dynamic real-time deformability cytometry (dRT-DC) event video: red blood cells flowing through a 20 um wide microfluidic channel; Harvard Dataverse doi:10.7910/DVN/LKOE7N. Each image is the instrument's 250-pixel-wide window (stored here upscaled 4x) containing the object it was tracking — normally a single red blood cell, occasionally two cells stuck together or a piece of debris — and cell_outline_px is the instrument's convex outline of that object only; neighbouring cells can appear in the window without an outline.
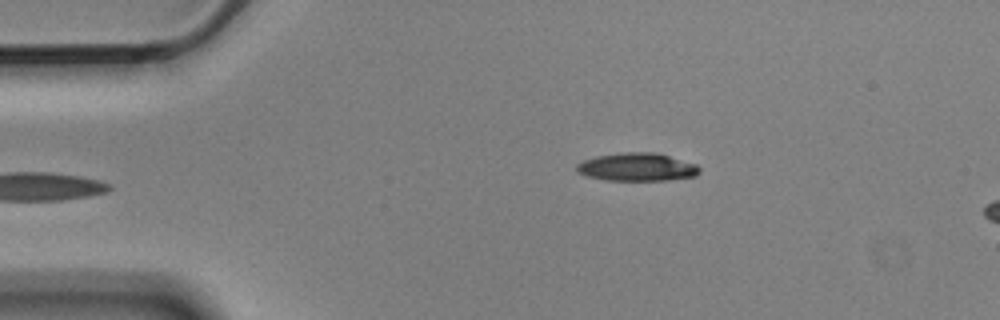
{"species": "Egyptian fruit bat (a non-hibernating species)", "species_latin": "Rousettus aegyptiacus", "temperature_condition": "cold", "stored_images_in_passage": 4, "camera_frame_rate_fps": 3000, "um_per_image_px": 0.085, "animal": {"sex": "male"}, "frame": {"image": 1, "passage_image": 4, "time_ms": 1.0, "image_size_px": [1000, 320], "cell_outline_px": [[700, 172], [696, 176], [668, 180], [604, 180], [588, 176], [576, 172], [576, 164], [584, 160], [596, 156], [624, 152], [656, 152], [696, 164], [700, 168]], "centroid_in_image_um": [54.15, 14.2], "position_along_channel_um": 30.9, "area_um2": 20.11}}